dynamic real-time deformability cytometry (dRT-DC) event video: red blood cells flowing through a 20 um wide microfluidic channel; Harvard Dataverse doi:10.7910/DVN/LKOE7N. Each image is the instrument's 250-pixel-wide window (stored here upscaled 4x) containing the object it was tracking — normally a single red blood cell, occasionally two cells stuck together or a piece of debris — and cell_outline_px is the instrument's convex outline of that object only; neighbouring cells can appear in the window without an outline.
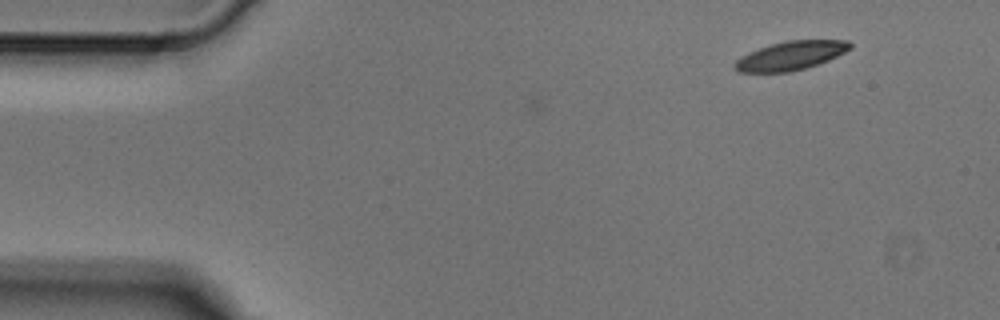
{"species": "Egyptian fruit bat (a non-hibernating species)", "species_latin": "Rousettus aegyptiacus", "temperature_condition": "cold", "stored_images_in_passage": 2, "camera_frame_rate_fps": 3000, "um_per_image_px": 0.085, "animal": {"sex": "male"}, "frame": {"image": 1, "passage_image": 2, "time_ms": 0.333, "image_size_px": [1000, 320], "cell_outline_px": [[852, 48], [828, 60], [804, 68], [788, 72], [740, 72], [732, 68], [732, 64], [740, 56], [748, 52], [772, 44], [788, 40], [848, 40], [852, 44]], "centroid_in_image_um": [67.17, 4.73], "position_along_channel_um": 17.8, "area_um2": 19.25}}